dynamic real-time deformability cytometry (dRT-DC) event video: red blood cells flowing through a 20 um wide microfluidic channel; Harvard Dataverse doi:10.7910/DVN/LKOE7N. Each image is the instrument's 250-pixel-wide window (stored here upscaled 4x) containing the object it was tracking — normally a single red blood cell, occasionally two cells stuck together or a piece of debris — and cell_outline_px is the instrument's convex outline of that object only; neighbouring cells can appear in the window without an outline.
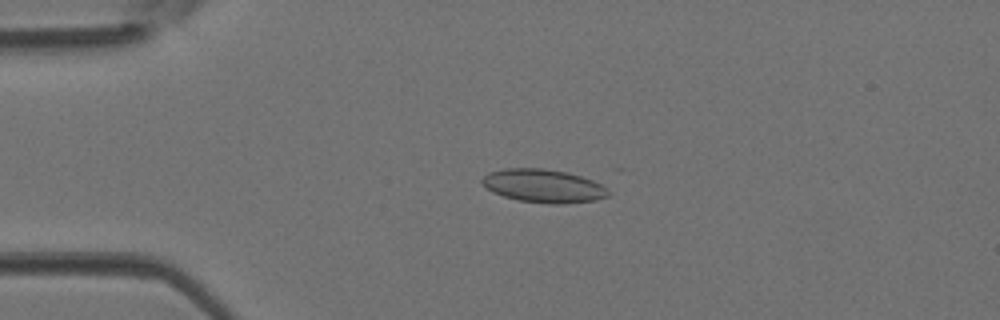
{"species": "Egyptian fruit bat (a non-hibernating species)", "species_latin": "Rousettus aegyptiacus", "temperature_condition": "room temperature", "stored_images_in_passage": 17, "camera_frame_rate_fps": 3000, "um_per_image_px": 0.085, "animal": {"sex": "female"}, "frame": {"image": 1, "passage_image": 10, "time_ms": 3.0, "image_size_px": [1000, 320], "cell_outline_px": [[608, 196], [596, 200], [564, 204], [548, 204], [520, 200], [504, 196], [492, 192], [480, 180], [488, 172], [504, 168], [544, 168], [568, 172], [592, 180], [608, 188]], "centroid_in_image_um": [46.2, 15.8], "position_along_channel_um": 38.8, "area_um2": 24.51}}
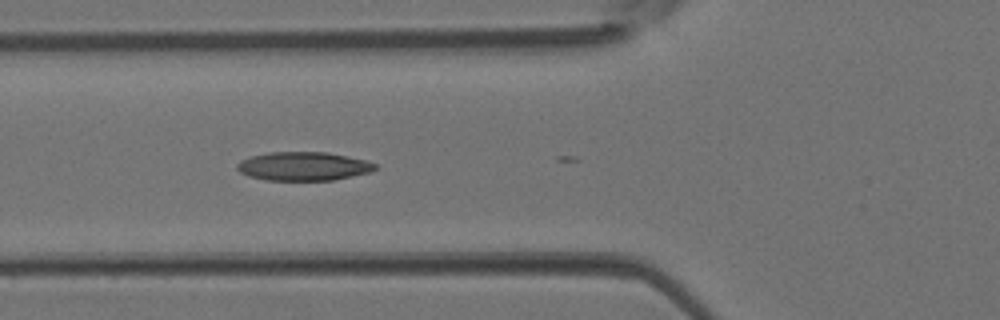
{"frame": {"image": 2, "passage_image": 16, "time_ms": 5.0, "image_size_px": [1000, 320], "cell_outline_px": [[380, 168], [368, 172], [352, 176], [332, 180], [264, 180], [248, 176], [240, 172], [236, 168], [236, 164], [240, 160], [252, 156], [268, 152], [328, 152], [348, 156], [364, 160], [376, 164]], "centroid_in_image_um": [25.77, 14.13], "position_along_channel_um": 100.0, "area_um2": 23.12}}